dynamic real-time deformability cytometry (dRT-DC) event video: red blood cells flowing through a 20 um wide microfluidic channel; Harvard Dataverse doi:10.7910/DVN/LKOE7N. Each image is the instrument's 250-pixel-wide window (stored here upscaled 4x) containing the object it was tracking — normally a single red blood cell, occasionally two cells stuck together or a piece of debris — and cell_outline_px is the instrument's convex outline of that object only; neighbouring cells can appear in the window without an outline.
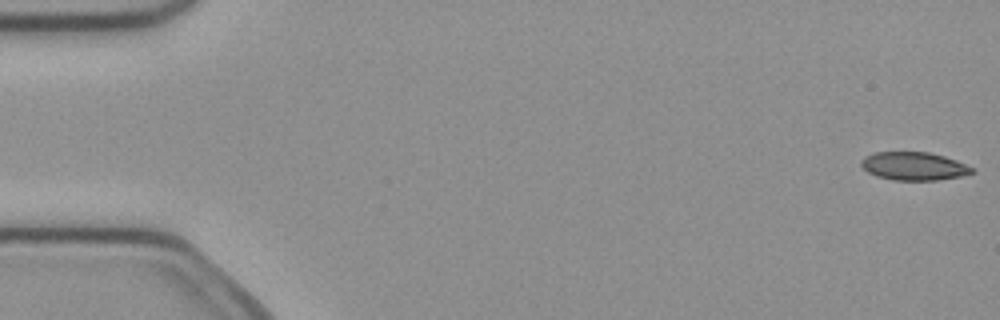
{"species": "common noctule bat (a hibernating species)", "species_latin": "Nyctalus noctula", "temperature_condition": "cold", "stored_images_in_passage": 4, "camera_frame_rate_fps": 3000, "um_per_image_px": 0.085, "animal": {"sex": "female", "body_mass_g": 21.9}, "frame": {"image": 1, "passage_image": 1, "time_ms": 0.0, "image_size_px": [1000, 320], "cell_outline_px": [[976, 172], [960, 176], [936, 180], [892, 180], [876, 176], [868, 172], [860, 164], [860, 160], [864, 156], [872, 152], [928, 152], [944, 156], [956, 160], [976, 168]], "centroid_in_image_um": [77.68, 14.12], "position_along_channel_um": 7.3, "area_um2": 18.38}}